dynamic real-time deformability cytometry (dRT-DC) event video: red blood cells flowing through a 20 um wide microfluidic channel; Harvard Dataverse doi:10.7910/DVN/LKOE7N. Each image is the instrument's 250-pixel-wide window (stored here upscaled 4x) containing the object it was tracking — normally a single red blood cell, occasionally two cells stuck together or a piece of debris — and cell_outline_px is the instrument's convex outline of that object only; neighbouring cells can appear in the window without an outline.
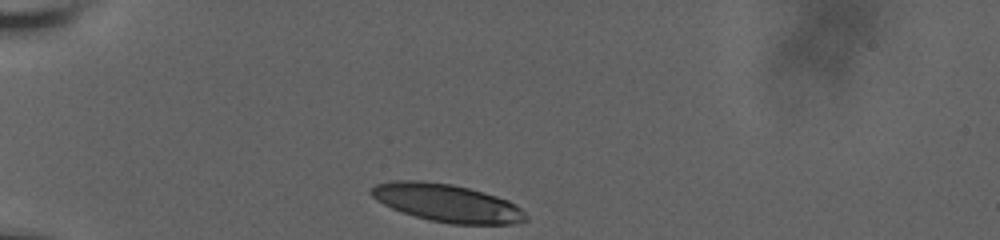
{"species": "human", "species_latin": "Homo sapiens", "temperature_condition": "room temperature", "stored_images_in_passage": 34, "camera_frame_rate_fps": 3000, "um_per_image_px": 0.085, "donor": {"sex": "male"}, "frame": {"image": 1, "passage_image": 1, "time_ms": 0.0, "image_size_px": [1000, 240], "cell_outline_px": [[528, 220], [512, 224], [452, 224], [432, 220], [416, 216], [392, 208], [376, 200], [368, 192], [376, 184], [392, 180], [416, 180], [452, 184], [468, 188], [496, 196], [508, 200], [516, 204], [528, 216]], "centroid_in_image_um": [38.0, 17.25], "position_along_channel_um": 47.0, "area_um2": 33.87}}
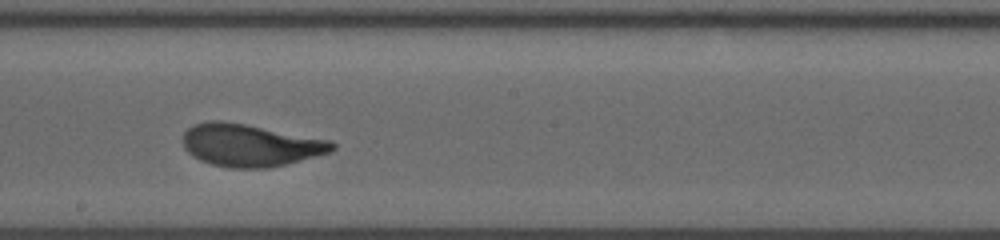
{"frame": {"image": 2, "passage_image": 19, "time_ms": 6.0, "image_size_px": [1000, 240], "cell_outline_px": [[336, 148], [332, 152], [268, 168], [232, 168], [212, 164], [200, 160], [192, 156], [184, 148], [184, 132], [188, 128], [196, 124], [208, 120], [224, 120], [332, 140], [336, 144]], "centroid_in_image_um": [21.29, 12.33], "position_along_channel_um": 226.9, "area_um2": 36.93}}
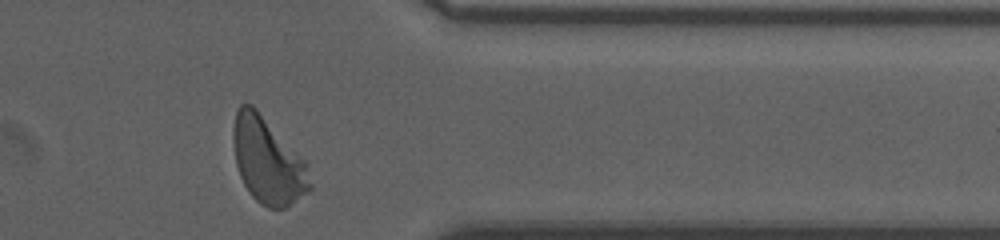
{"frame": {"image": 3, "passage_image": 33, "time_ms": 10.667, "image_size_px": [1000, 240], "cell_outline_px": [[312, 188], [308, 192], [284, 208], [268, 208], [260, 204], [248, 192], [240, 176], [236, 164], [232, 140], [232, 128], [236, 112], [240, 104], [252, 104], [308, 160], [312, 184]], "centroid_in_image_um": [22.79, 13.64], "position_along_channel_um": 388.6, "area_um2": 39.25}, "authors_computed_cell_mechanics": {"area_um2": 36.7608, "velocity_mm_per_s": 3.6342, "shape_relaxation_time_tau1_ms": 2.943, "shape_relaxation_time_tau2_ms": 0.929, "deformation_change_tau1": 0.1855, "deformation_change_tau2": 0.0746}}